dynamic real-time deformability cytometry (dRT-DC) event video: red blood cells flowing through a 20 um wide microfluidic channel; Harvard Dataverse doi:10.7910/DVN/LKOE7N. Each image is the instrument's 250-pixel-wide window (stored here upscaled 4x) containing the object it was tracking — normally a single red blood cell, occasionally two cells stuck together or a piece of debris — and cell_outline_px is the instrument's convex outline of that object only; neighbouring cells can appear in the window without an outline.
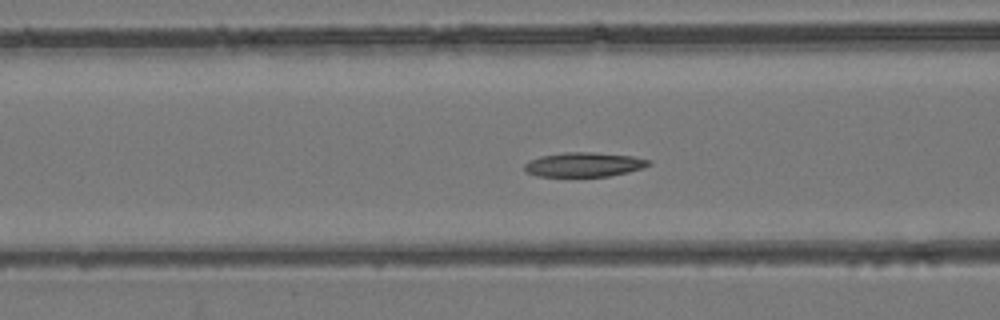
{"species": "common noctule bat (a hibernating species)", "species_latin": "Nyctalus noctula", "temperature_condition": "room temperature", "stored_images_in_passage": 44, "camera_frame_rate_fps": 3000, "um_per_image_px": 0.085, "animal": {"sex": "female", "body_mass_g": 24.6, "forearm_length_mm": 56.2}, "frame": {"image": 1, "passage_image": 17, "time_ms": 5.333, "image_size_px": [1000, 320], "cell_outline_px": [[652, 164], [644, 168], [628, 172], [608, 176], [536, 176], [524, 172], [524, 164], [528, 160], [540, 156], [564, 152], [592, 152], [632, 156], [652, 160]], "centroid_in_image_um": [49.63, 13.98], "position_along_channel_um": 117.0, "area_um2": 17.86}}
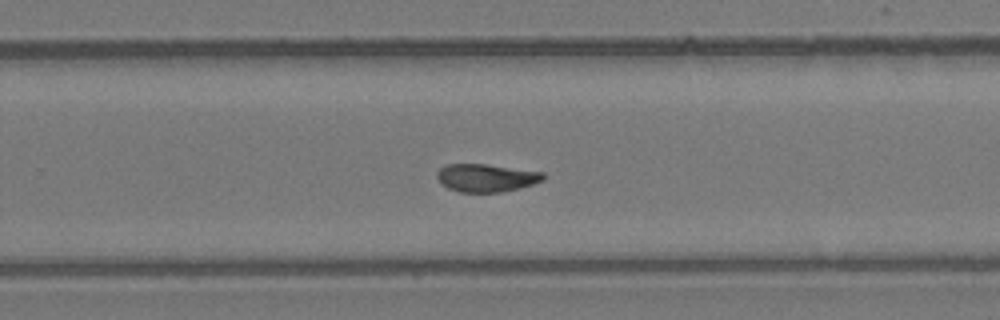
{"frame": {"image": 2, "passage_image": 28, "time_ms": 9.0, "image_size_px": [1000, 320], "cell_outline_px": [[544, 180], [520, 188], [500, 192], [460, 192], [448, 188], [440, 184], [436, 176], [436, 172], [440, 168], [448, 164], [484, 164], [544, 172]], "centroid_in_image_um": [41.3, 15.12], "position_along_channel_um": 288.5, "area_um2": 17.28}}
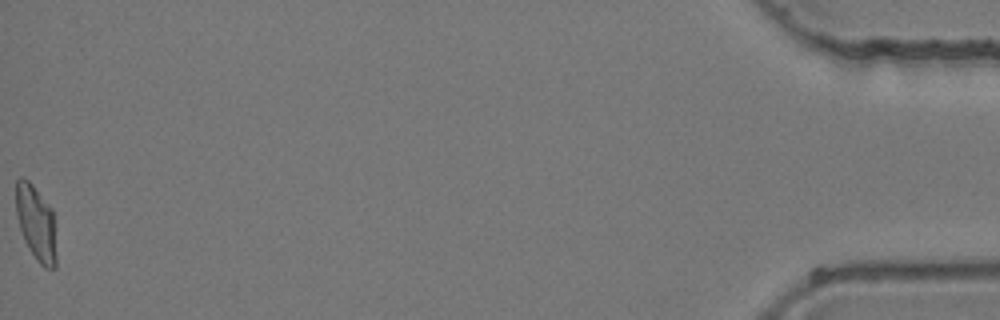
{"frame": {"image": 3, "passage_image": 44, "time_ms": 14.333, "image_size_px": [1000, 320], "cell_outline_px": [[56, 268], [44, 268], [36, 260], [28, 248], [24, 240], [20, 228], [16, 212], [16, 180], [20, 176], [24, 176], [32, 184], [52, 208], [56, 256]], "centroid_in_image_um": [3.06, 18.95], "position_along_channel_um": 432.1, "area_um2": 17.69}}